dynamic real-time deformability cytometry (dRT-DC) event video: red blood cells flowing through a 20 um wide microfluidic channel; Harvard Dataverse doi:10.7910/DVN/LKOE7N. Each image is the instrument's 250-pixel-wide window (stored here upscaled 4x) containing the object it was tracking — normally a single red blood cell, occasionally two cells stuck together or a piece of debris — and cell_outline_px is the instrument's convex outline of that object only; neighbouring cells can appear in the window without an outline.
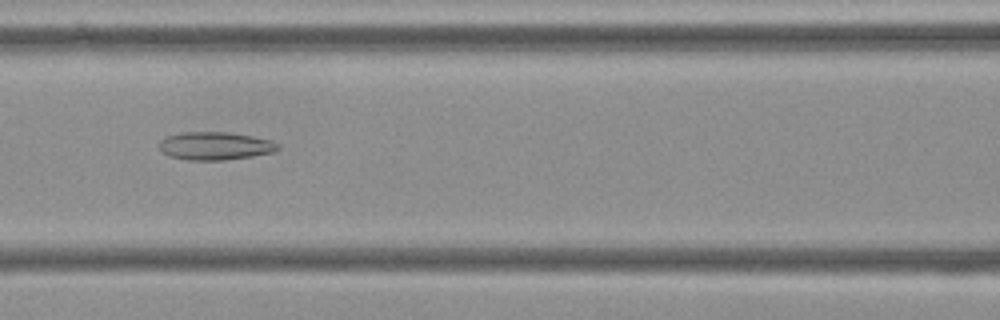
{"species": "Egyptian fruit bat (a non-hibernating species)", "species_latin": "Rousettus aegyptiacus", "temperature_condition": "cold", "stored_images_in_passage": 55, "camera_frame_rate_fps": 3000, "um_per_image_px": 0.085, "frame": {"image": 1, "passage_image": 24, "time_ms": 7.667, "image_size_px": [1000, 320], "cell_outline_px": [[280, 148], [272, 152], [252, 156], [224, 160], [188, 160], [168, 156], [160, 152], [160, 140], [168, 136], [184, 132], [228, 132], [252, 136], [272, 140], [280, 144]], "centroid_in_image_um": [18.29, 12.4], "position_along_channel_um": 148.3, "area_um2": 19.42}}
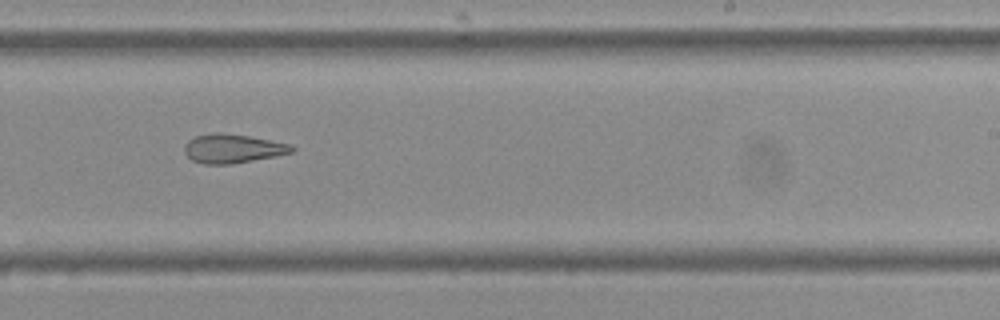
{"frame": {"image": 2, "passage_image": 34, "time_ms": 11.0, "image_size_px": [1000, 320], "cell_outline_px": [[296, 148], [292, 152], [276, 156], [228, 164], [204, 164], [192, 160], [184, 152], [184, 144], [188, 140], [196, 136], [212, 132], [216, 132], [248, 136], [292, 144]], "centroid_in_image_um": [19.77, 12.62], "position_along_channel_um": 269.2, "area_um2": 18.03}}
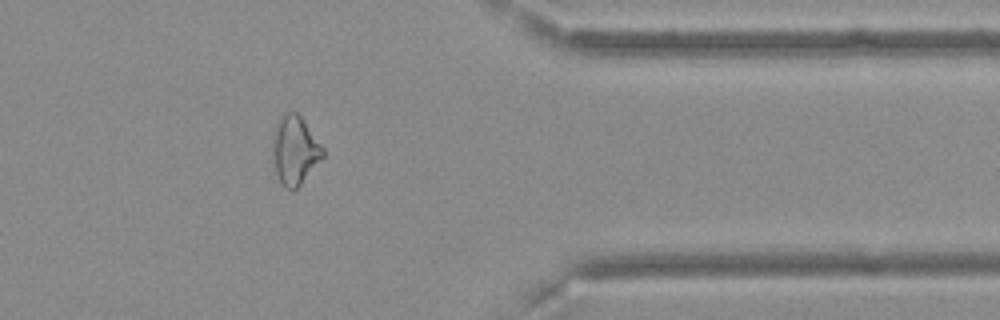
{"frame": {"image": 3, "passage_image": 45, "time_ms": 14.667, "image_size_px": [1000, 320], "cell_outline_px": [[324, 156], [300, 184], [296, 188], [284, 188], [276, 172], [272, 156], [272, 132], [280, 116], [284, 112], [296, 112], [300, 116], [324, 148]], "centroid_in_image_um": [25.03, 12.73], "position_along_channel_um": 386.4, "area_um2": 19.94}, "authors_computed_cell_mechanics": {"area_um2": 21.5594, "velocity_mm_per_s": 3.6419, "shape_relaxation_time_tau1_ms": null, "shape_relaxation_time_tau2_ms": 3.0536, "deformation_change_tau1": null, "deformation_change_tau2": 0.1175}}